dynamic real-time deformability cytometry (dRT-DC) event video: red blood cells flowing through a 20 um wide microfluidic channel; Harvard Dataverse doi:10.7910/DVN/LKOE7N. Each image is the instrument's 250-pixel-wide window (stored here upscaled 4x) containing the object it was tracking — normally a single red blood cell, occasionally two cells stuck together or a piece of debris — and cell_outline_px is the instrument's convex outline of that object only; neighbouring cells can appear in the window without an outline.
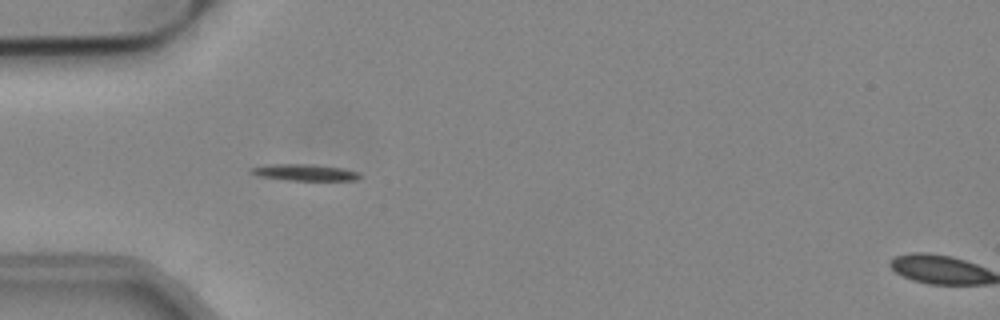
{"species": "common noctule bat (a hibernating species)", "species_latin": "Nyctalus noctula", "temperature_condition": "cold", "stored_images_in_passage": 18, "camera_frame_rate_fps": 3000, "um_per_image_px": 0.085, "animal": {"sex": "male", "body_mass_g": 19.2, "forearm_length_mm": 51.8}, "frame": {"image": 1, "passage_image": 17, "time_ms": 5.333, "image_size_px": [1000, 320], "cell_outline_px": [[360, 176], [356, 180], [284, 180], [256, 176], [248, 172], [248, 168], [272, 164], [308, 164], [344, 168], [360, 172]], "centroid_in_image_um": [25.83, 14.66], "position_along_channel_um": 59.2, "area_um2": 10.58}}